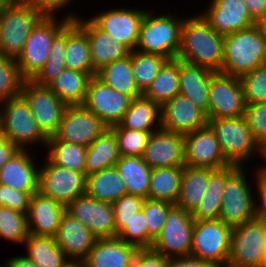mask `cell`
<instances>
[{"label": "cell", "mask_w": 266, "mask_h": 267, "mask_svg": "<svg viewBox=\"0 0 266 267\" xmlns=\"http://www.w3.org/2000/svg\"><path fill=\"white\" fill-rule=\"evenodd\" d=\"M266 260V222L258 219L232 228L226 267H263Z\"/></svg>", "instance_id": "obj_8"}, {"label": "cell", "mask_w": 266, "mask_h": 267, "mask_svg": "<svg viewBox=\"0 0 266 267\" xmlns=\"http://www.w3.org/2000/svg\"><path fill=\"white\" fill-rule=\"evenodd\" d=\"M263 65L266 66V44H265V49H264Z\"/></svg>", "instance_id": "obj_64"}, {"label": "cell", "mask_w": 266, "mask_h": 267, "mask_svg": "<svg viewBox=\"0 0 266 267\" xmlns=\"http://www.w3.org/2000/svg\"><path fill=\"white\" fill-rule=\"evenodd\" d=\"M4 267H39L35 262L27 256H15L5 260Z\"/></svg>", "instance_id": "obj_59"}, {"label": "cell", "mask_w": 266, "mask_h": 267, "mask_svg": "<svg viewBox=\"0 0 266 267\" xmlns=\"http://www.w3.org/2000/svg\"><path fill=\"white\" fill-rule=\"evenodd\" d=\"M66 212L88 227L98 239L115 238L116 225L112 203L84 194L66 206Z\"/></svg>", "instance_id": "obj_17"}, {"label": "cell", "mask_w": 266, "mask_h": 267, "mask_svg": "<svg viewBox=\"0 0 266 267\" xmlns=\"http://www.w3.org/2000/svg\"><path fill=\"white\" fill-rule=\"evenodd\" d=\"M147 10L116 8L100 12L89 20L101 31L108 33L130 51L135 50L139 28Z\"/></svg>", "instance_id": "obj_18"}, {"label": "cell", "mask_w": 266, "mask_h": 267, "mask_svg": "<svg viewBox=\"0 0 266 267\" xmlns=\"http://www.w3.org/2000/svg\"><path fill=\"white\" fill-rule=\"evenodd\" d=\"M266 38L254 26L224 36V59L221 73L240 78L263 65Z\"/></svg>", "instance_id": "obj_3"}, {"label": "cell", "mask_w": 266, "mask_h": 267, "mask_svg": "<svg viewBox=\"0 0 266 267\" xmlns=\"http://www.w3.org/2000/svg\"><path fill=\"white\" fill-rule=\"evenodd\" d=\"M137 250L117 237L97 239L82 262L85 267H133Z\"/></svg>", "instance_id": "obj_27"}, {"label": "cell", "mask_w": 266, "mask_h": 267, "mask_svg": "<svg viewBox=\"0 0 266 267\" xmlns=\"http://www.w3.org/2000/svg\"><path fill=\"white\" fill-rule=\"evenodd\" d=\"M183 22L184 18L174 17V14L155 15L146 11L140 24L135 50L159 54L168 59L177 58Z\"/></svg>", "instance_id": "obj_4"}, {"label": "cell", "mask_w": 266, "mask_h": 267, "mask_svg": "<svg viewBox=\"0 0 266 267\" xmlns=\"http://www.w3.org/2000/svg\"><path fill=\"white\" fill-rule=\"evenodd\" d=\"M214 170L185 165L181 178L180 195L175 206L192 213L201 202L209 184L210 175Z\"/></svg>", "instance_id": "obj_32"}, {"label": "cell", "mask_w": 266, "mask_h": 267, "mask_svg": "<svg viewBox=\"0 0 266 267\" xmlns=\"http://www.w3.org/2000/svg\"><path fill=\"white\" fill-rule=\"evenodd\" d=\"M45 147L51 163L84 173L87 147L60 140H47Z\"/></svg>", "instance_id": "obj_41"}, {"label": "cell", "mask_w": 266, "mask_h": 267, "mask_svg": "<svg viewBox=\"0 0 266 267\" xmlns=\"http://www.w3.org/2000/svg\"><path fill=\"white\" fill-rule=\"evenodd\" d=\"M28 235L26 214L0 206V239L24 244Z\"/></svg>", "instance_id": "obj_44"}, {"label": "cell", "mask_w": 266, "mask_h": 267, "mask_svg": "<svg viewBox=\"0 0 266 267\" xmlns=\"http://www.w3.org/2000/svg\"><path fill=\"white\" fill-rule=\"evenodd\" d=\"M66 26L55 36L45 65L31 79L41 86H48L65 68Z\"/></svg>", "instance_id": "obj_43"}, {"label": "cell", "mask_w": 266, "mask_h": 267, "mask_svg": "<svg viewBox=\"0 0 266 267\" xmlns=\"http://www.w3.org/2000/svg\"><path fill=\"white\" fill-rule=\"evenodd\" d=\"M141 157L151 168L185 166L184 136L160 128L150 135Z\"/></svg>", "instance_id": "obj_22"}, {"label": "cell", "mask_w": 266, "mask_h": 267, "mask_svg": "<svg viewBox=\"0 0 266 267\" xmlns=\"http://www.w3.org/2000/svg\"><path fill=\"white\" fill-rule=\"evenodd\" d=\"M72 1L74 0H24V3L40 10L45 16H55L56 11L67 8Z\"/></svg>", "instance_id": "obj_55"}, {"label": "cell", "mask_w": 266, "mask_h": 267, "mask_svg": "<svg viewBox=\"0 0 266 267\" xmlns=\"http://www.w3.org/2000/svg\"><path fill=\"white\" fill-rule=\"evenodd\" d=\"M86 194L96 200L114 203L127 194L125 182L115 166L87 176Z\"/></svg>", "instance_id": "obj_36"}, {"label": "cell", "mask_w": 266, "mask_h": 267, "mask_svg": "<svg viewBox=\"0 0 266 267\" xmlns=\"http://www.w3.org/2000/svg\"><path fill=\"white\" fill-rule=\"evenodd\" d=\"M177 58L213 72H221L224 59V36L216 32L201 14L185 17Z\"/></svg>", "instance_id": "obj_1"}, {"label": "cell", "mask_w": 266, "mask_h": 267, "mask_svg": "<svg viewBox=\"0 0 266 267\" xmlns=\"http://www.w3.org/2000/svg\"><path fill=\"white\" fill-rule=\"evenodd\" d=\"M44 16L25 3L0 7V55L16 59L32 29Z\"/></svg>", "instance_id": "obj_6"}, {"label": "cell", "mask_w": 266, "mask_h": 267, "mask_svg": "<svg viewBox=\"0 0 266 267\" xmlns=\"http://www.w3.org/2000/svg\"><path fill=\"white\" fill-rule=\"evenodd\" d=\"M2 109V137L20 149L39 143L46 146L48 138L41 132L26 100L18 95L0 102ZM43 143V144H42Z\"/></svg>", "instance_id": "obj_7"}, {"label": "cell", "mask_w": 266, "mask_h": 267, "mask_svg": "<svg viewBox=\"0 0 266 267\" xmlns=\"http://www.w3.org/2000/svg\"><path fill=\"white\" fill-rule=\"evenodd\" d=\"M265 162H266V158H265ZM266 164H263L262 167L266 170Z\"/></svg>", "instance_id": "obj_65"}, {"label": "cell", "mask_w": 266, "mask_h": 267, "mask_svg": "<svg viewBox=\"0 0 266 267\" xmlns=\"http://www.w3.org/2000/svg\"><path fill=\"white\" fill-rule=\"evenodd\" d=\"M168 258L151 248L138 249L133 267H167Z\"/></svg>", "instance_id": "obj_54"}, {"label": "cell", "mask_w": 266, "mask_h": 267, "mask_svg": "<svg viewBox=\"0 0 266 267\" xmlns=\"http://www.w3.org/2000/svg\"><path fill=\"white\" fill-rule=\"evenodd\" d=\"M160 123V106L154 101L141 96L131 101L130 107L119 125L131 130L156 132L161 128Z\"/></svg>", "instance_id": "obj_35"}, {"label": "cell", "mask_w": 266, "mask_h": 267, "mask_svg": "<svg viewBox=\"0 0 266 267\" xmlns=\"http://www.w3.org/2000/svg\"><path fill=\"white\" fill-rule=\"evenodd\" d=\"M66 207L40 192L34 193L26 214L28 233L35 236L55 237Z\"/></svg>", "instance_id": "obj_24"}, {"label": "cell", "mask_w": 266, "mask_h": 267, "mask_svg": "<svg viewBox=\"0 0 266 267\" xmlns=\"http://www.w3.org/2000/svg\"><path fill=\"white\" fill-rule=\"evenodd\" d=\"M262 35L266 38V13L256 22Z\"/></svg>", "instance_id": "obj_61"}, {"label": "cell", "mask_w": 266, "mask_h": 267, "mask_svg": "<svg viewBox=\"0 0 266 267\" xmlns=\"http://www.w3.org/2000/svg\"><path fill=\"white\" fill-rule=\"evenodd\" d=\"M1 106V104H0ZM0 136H2V110H1V107H0Z\"/></svg>", "instance_id": "obj_63"}, {"label": "cell", "mask_w": 266, "mask_h": 267, "mask_svg": "<svg viewBox=\"0 0 266 267\" xmlns=\"http://www.w3.org/2000/svg\"><path fill=\"white\" fill-rule=\"evenodd\" d=\"M254 173L253 176L256 179L254 188L257 189L255 193L259 195L258 201L255 200V218L266 222V170L260 166Z\"/></svg>", "instance_id": "obj_53"}, {"label": "cell", "mask_w": 266, "mask_h": 267, "mask_svg": "<svg viewBox=\"0 0 266 267\" xmlns=\"http://www.w3.org/2000/svg\"><path fill=\"white\" fill-rule=\"evenodd\" d=\"M239 167L226 181L219 219L231 228L255 219V200L245 174ZM255 197V199H254Z\"/></svg>", "instance_id": "obj_10"}, {"label": "cell", "mask_w": 266, "mask_h": 267, "mask_svg": "<svg viewBox=\"0 0 266 267\" xmlns=\"http://www.w3.org/2000/svg\"><path fill=\"white\" fill-rule=\"evenodd\" d=\"M145 199L125 194L120 199L112 203L117 234L131 221L135 215L142 210Z\"/></svg>", "instance_id": "obj_49"}, {"label": "cell", "mask_w": 266, "mask_h": 267, "mask_svg": "<svg viewBox=\"0 0 266 267\" xmlns=\"http://www.w3.org/2000/svg\"><path fill=\"white\" fill-rule=\"evenodd\" d=\"M132 99L103 83L90 78L83 106L92 111L108 128L121 122Z\"/></svg>", "instance_id": "obj_16"}, {"label": "cell", "mask_w": 266, "mask_h": 267, "mask_svg": "<svg viewBox=\"0 0 266 267\" xmlns=\"http://www.w3.org/2000/svg\"><path fill=\"white\" fill-rule=\"evenodd\" d=\"M245 104L266 101V66L261 65L240 77Z\"/></svg>", "instance_id": "obj_48"}, {"label": "cell", "mask_w": 266, "mask_h": 267, "mask_svg": "<svg viewBox=\"0 0 266 267\" xmlns=\"http://www.w3.org/2000/svg\"><path fill=\"white\" fill-rule=\"evenodd\" d=\"M215 132L222 154L230 165L244 167L245 163L260 154L266 158V151L259 145L243 116L238 118L207 119Z\"/></svg>", "instance_id": "obj_2"}, {"label": "cell", "mask_w": 266, "mask_h": 267, "mask_svg": "<svg viewBox=\"0 0 266 267\" xmlns=\"http://www.w3.org/2000/svg\"><path fill=\"white\" fill-rule=\"evenodd\" d=\"M23 245L26 256L39 267H66L71 262L53 237L29 234Z\"/></svg>", "instance_id": "obj_39"}, {"label": "cell", "mask_w": 266, "mask_h": 267, "mask_svg": "<svg viewBox=\"0 0 266 267\" xmlns=\"http://www.w3.org/2000/svg\"><path fill=\"white\" fill-rule=\"evenodd\" d=\"M65 64L68 69L88 73L91 77L96 76L87 34L74 20L66 25Z\"/></svg>", "instance_id": "obj_30"}, {"label": "cell", "mask_w": 266, "mask_h": 267, "mask_svg": "<svg viewBox=\"0 0 266 267\" xmlns=\"http://www.w3.org/2000/svg\"><path fill=\"white\" fill-rule=\"evenodd\" d=\"M119 158L116 135L111 128H107L87 147L84 174L88 176L114 167Z\"/></svg>", "instance_id": "obj_31"}, {"label": "cell", "mask_w": 266, "mask_h": 267, "mask_svg": "<svg viewBox=\"0 0 266 267\" xmlns=\"http://www.w3.org/2000/svg\"><path fill=\"white\" fill-rule=\"evenodd\" d=\"M160 116L162 129L182 135L205 127L208 123L206 114L180 93L160 107Z\"/></svg>", "instance_id": "obj_20"}, {"label": "cell", "mask_w": 266, "mask_h": 267, "mask_svg": "<svg viewBox=\"0 0 266 267\" xmlns=\"http://www.w3.org/2000/svg\"><path fill=\"white\" fill-rule=\"evenodd\" d=\"M39 168V192L54 199L64 207L86 194L87 176L84 173L51 163Z\"/></svg>", "instance_id": "obj_11"}, {"label": "cell", "mask_w": 266, "mask_h": 267, "mask_svg": "<svg viewBox=\"0 0 266 267\" xmlns=\"http://www.w3.org/2000/svg\"><path fill=\"white\" fill-rule=\"evenodd\" d=\"M238 168L236 165H228L211 173L206 192L191 213L194 220L219 219L226 181Z\"/></svg>", "instance_id": "obj_29"}, {"label": "cell", "mask_w": 266, "mask_h": 267, "mask_svg": "<svg viewBox=\"0 0 266 267\" xmlns=\"http://www.w3.org/2000/svg\"><path fill=\"white\" fill-rule=\"evenodd\" d=\"M243 117L256 141L266 151V101L246 104Z\"/></svg>", "instance_id": "obj_51"}, {"label": "cell", "mask_w": 266, "mask_h": 267, "mask_svg": "<svg viewBox=\"0 0 266 267\" xmlns=\"http://www.w3.org/2000/svg\"><path fill=\"white\" fill-rule=\"evenodd\" d=\"M117 238L138 249L148 248V230L142 210L117 234Z\"/></svg>", "instance_id": "obj_50"}, {"label": "cell", "mask_w": 266, "mask_h": 267, "mask_svg": "<svg viewBox=\"0 0 266 267\" xmlns=\"http://www.w3.org/2000/svg\"><path fill=\"white\" fill-rule=\"evenodd\" d=\"M108 127L83 105H68L57 132L48 140L88 147Z\"/></svg>", "instance_id": "obj_15"}, {"label": "cell", "mask_w": 266, "mask_h": 267, "mask_svg": "<svg viewBox=\"0 0 266 267\" xmlns=\"http://www.w3.org/2000/svg\"><path fill=\"white\" fill-rule=\"evenodd\" d=\"M174 206L166 201L145 199L142 211L145 215L148 230V248H151L153 241L159 235L165 224L168 212Z\"/></svg>", "instance_id": "obj_47"}, {"label": "cell", "mask_w": 266, "mask_h": 267, "mask_svg": "<svg viewBox=\"0 0 266 267\" xmlns=\"http://www.w3.org/2000/svg\"><path fill=\"white\" fill-rule=\"evenodd\" d=\"M28 149H20L0 168V184L31 196L39 192V167Z\"/></svg>", "instance_id": "obj_25"}, {"label": "cell", "mask_w": 266, "mask_h": 267, "mask_svg": "<svg viewBox=\"0 0 266 267\" xmlns=\"http://www.w3.org/2000/svg\"><path fill=\"white\" fill-rule=\"evenodd\" d=\"M180 93L179 59H168L159 74L143 93V96L157 103L160 107Z\"/></svg>", "instance_id": "obj_40"}, {"label": "cell", "mask_w": 266, "mask_h": 267, "mask_svg": "<svg viewBox=\"0 0 266 267\" xmlns=\"http://www.w3.org/2000/svg\"><path fill=\"white\" fill-rule=\"evenodd\" d=\"M20 95L26 100L41 132L47 138L52 137L68 105L48 86L37 85L32 80H25Z\"/></svg>", "instance_id": "obj_13"}, {"label": "cell", "mask_w": 266, "mask_h": 267, "mask_svg": "<svg viewBox=\"0 0 266 267\" xmlns=\"http://www.w3.org/2000/svg\"><path fill=\"white\" fill-rule=\"evenodd\" d=\"M77 16L76 13H67L60 22L56 16H44L32 29L21 53L15 59L26 80H31L45 65L55 36Z\"/></svg>", "instance_id": "obj_5"}, {"label": "cell", "mask_w": 266, "mask_h": 267, "mask_svg": "<svg viewBox=\"0 0 266 267\" xmlns=\"http://www.w3.org/2000/svg\"><path fill=\"white\" fill-rule=\"evenodd\" d=\"M24 4V0H0V7L18 6Z\"/></svg>", "instance_id": "obj_60"}, {"label": "cell", "mask_w": 266, "mask_h": 267, "mask_svg": "<svg viewBox=\"0 0 266 267\" xmlns=\"http://www.w3.org/2000/svg\"><path fill=\"white\" fill-rule=\"evenodd\" d=\"M167 267H215L212 263L198 257L188 255L184 257L168 258Z\"/></svg>", "instance_id": "obj_56"}, {"label": "cell", "mask_w": 266, "mask_h": 267, "mask_svg": "<svg viewBox=\"0 0 266 267\" xmlns=\"http://www.w3.org/2000/svg\"><path fill=\"white\" fill-rule=\"evenodd\" d=\"M110 128L116 135L120 156H142L153 133L122 128L119 124Z\"/></svg>", "instance_id": "obj_46"}, {"label": "cell", "mask_w": 266, "mask_h": 267, "mask_svg": "<svg viewBox=\"0 0 266 267\" xmlns=\"http://www.w3.org/2000/svg\"><path fill=\"white\" fill-rule=\"evenodd\" d=\"M20 148L11 141L0 138V168L8 162Z\"/></svg>", "instance_id": "obj_57"}, {"label": "cell", "mask_w": 266, "mask_h": 267, "mask_svg": "<svg viewBox=\"0 0 266 267\" xmlns=\"http://www.w3.org/2000/svg\"><path fill=\"white\" fill-rule=\"evenodd\" d=\"M25 80L15 59L0 55V102L20 95Z\"/></svg>", "instance_id": "obj_45"}, {"label": "cell", "mask_w": 266, "mask_h": 267, "mask_svg": "<svg viewBox=\"0 0 266 267\" xmlns=\"http://www.w3.org/2000/svg\"><path fill=\"white\" fill-rule=\"evenodd\" d=\"M87 34L93 68L98 71L104 65L130 55V50L108 33L99 30L89 19H73Z\"/></svg>", "instance_id": "obj_26"}, {"label": "cell", "mask_w": 266, "mask_h": 267, "mask_svg": "<svg viewBox=\"0 0 266 267\" xmlns=\"http://www.w3.org/2000/svg\"><path fill=\"white\" fill-rule=\"evenodd\" d=\"M115 168L125 182L127 194L148 199L152 168L141 156H120Z\"/></svg>", "instance_id": "obj_34"}, {"label": "cell", "mask_w": 266, "mask_h": 267, "mask_svg": "<svg viewBox=\"0 0 266 267\" xmlns=\"http://www.w3.org/2000/svg\"><path fill=\"white\" fill-rule=\"evenodd\" d=\"M245 101L240 78L216 72L210 79L208 119L244 116Z\"/></svg>", "instance_id": "obj_14"}, {"label": "cell", "mask_w": 266, "mask_h": 267, "mask_svg": "<svg viewBox=\"0 0 266 267\" xmlns=\"http://www.w3.org/2000/svg\"><path fill=\"white\" fill-rule=\"evenodd\" d=\"M183 136L186 166L220 169L230 165L222 154L215 132L208 124Z\"/></svg>", "instance_id": "obj_19"}, {"label": "cell", "mask_w": 266, "mask_h": 267, "mask_svg": "<svg viewBox=\"0 0 266 267\" xmlns=\"http://www.w3.org/2000/svg\"><path fill=\"white\" fill-rule=\"evenodd\" d=\"M184 166L152 168L148 199L176 204Z\"/></svg>", "instance_id": "obj_37"}, {"label": "cell", "mask_w": 266, "mask_h": 267, "mask_svg": "<svg viewBox=\"0 0 266 267\" xmlns=\"http://www.w3.org/2000/svg\"><path fill=\"white\" fill-rule=\"evenodd\" d=\"M194 223L190 212L174 206L151 249L165 258L191 255Z\"/></svg>", "instance_id": "obj_12"}, {"label": "cell", "mask_w": 266, "mask_h": 267, "mask_svg": "<svg viewBox=\"0 0 266 267\" xmlns=\"http://www.w3.org/2000/svg\"><path fill=\"white\" fill-rule=\"evenodd\" d=\"M251 18L257 22L266 13V0H243Z\"/></svg>", "instance_id": "obj_58"}, {"label": "cell", "mask_w": 266, "mask_h": 267, "mask_svg": "<svg viewBox=\"0 0 266 267\" xmlns=\"http://www.w3.org/2000/svg\"><path fill=\"white\" fill-rule=\"evenodd\" d=\"M58 247L70 261L82 262L93 248L97 237L88 227L73 218L66 211L63 214L59 228L55 235Z\"/></svg>", "instance_id": "obj_23"}, {"label": "cell", "mask_w": 266, "mask_h": 267, "mask_svg": "<svg viewBox=\"0 0 266 267\" xmlns=\"http://www.w3.org/2000/svg\"><path fill=\"white\" fill-rule=\"evenodd\" d=\"M66 267H85L83 262L71 261Z\"/></svg>", "instance_id": "obj_62"}, {"label": "cell", "mask_w": 266, "mask_h": 267, "mask_svg": "<svg viewBox=\"0 0 266 267\" xmlns=\"http://www.w3.org/2000/svg\"><path fill=\"white\" fill-rule=\"evenodd\" d=\"M96 77L132 100L143 96L132 72L131 52L123 59L104 65L96 72Z\"/></svg>", "instance_id": "obj_33"}, {"label": "cell", "mask_w": 266, "mask_h": 267, "mask_svg": "<svg viewBox=\"0 0 266 267\" xmlns=\"http://www.w3.org/2000/svg\"><path fill=\"white\" fill-rule=\"evenodd\" d=\"M91 76L65 68L48 87L67 105H82Z\"/></svg>", "instance_id": "obj_38"}, {"label": "cell", "mask_w": 266, "mask_h": 267, "mask_svg": "<svg viewBox=\"0 0 266 267\" xmlns=\"http://www.w3.org/2000/svg\"><path fill=\"white\" fill-rule=\"evenodd\" d=\"M168 58L151 53H143L137 50L131 51V66L139 90L144 93Z\"/></svg>", "instance_id": "obj_42"}, {"label": "cell", "mask_w": 266, "mask_h": 267, "mask_svg": "<svg viewBox=\"0 0 266 267\" xmlns=\"http://www.w3.org/2000/svg\"><path fill=\"white\" fill-rule=\"evenodd\" d=\"M213 72L205 67L192 65L179 60L180 94L189 98L208 119L209 84Z\"/></svg>", "instance_id": "obj_28"}, {"label": "cell", "mask_w": 266, "mask_h": 267, "mask_svg": "<svg viewBox=\"0 0 266 267\" xmlns=\"http://www.w3.org/2000/svg\"><path fill=\"white\" fill-rule=\"evenodd\" d=\"M31 195L0 184V206L27 214Z\"/></svg>", "instance_id": "obj_52"}, {"label": "cell", "mask_w": 266, "mask_h": 267, "mask_svg": "<svg viewBox=\"0 0 266 267\" xmlns=\"http://www.w3.org/2000/svg\"><path fill=\"white\" fill-rule=\"evenodd\" d=\"M232 228L220 219L195 220L191 255L226 267Z\"/></svg>", "instance_id": "obj_9"}, {"label": "cell", "mask_w": 266, "mask_h": 267, "mask_svg": "<svg viewBox=\"0 0 266 267\" xmlns=\"http://www.w3.org/2000/svg\"><path fill=\"white\" fill-rule=\"evenodd\" d=\"M207 10L200 13L209 25L225 36L256 24L243 0H211Z\"/></svg>", "instance_id": "obj_21"}]
</instances>
